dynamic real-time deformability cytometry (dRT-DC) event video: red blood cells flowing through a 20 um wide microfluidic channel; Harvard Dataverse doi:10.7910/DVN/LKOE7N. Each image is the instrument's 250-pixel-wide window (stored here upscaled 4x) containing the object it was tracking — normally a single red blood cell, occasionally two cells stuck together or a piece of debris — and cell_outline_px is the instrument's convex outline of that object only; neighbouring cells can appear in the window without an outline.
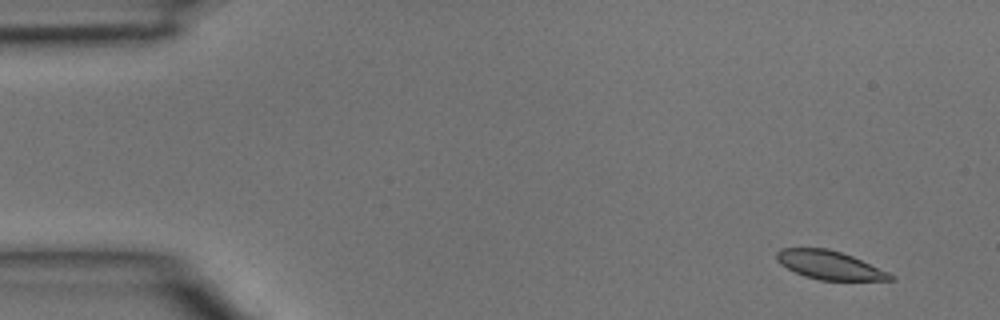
{"species": "common noctule bat (a hibernating species)", "species_latin": "Nyctalus noctula", "temperature_condition": "room temperature", "stored_images_in_passage": 5, "segment_of_instrument_passage": [2, 2], "camera_frame_rate_fps": 3000, "um_per_image_px": 0.085, "animal": {"sex": "male", "body_mass_g": 15.6}, "frame": {"image": 1, "passage_image": 5, "time_ms": 1.333, "image_size_px": [1000, 320], "cell_outline_px": [[896, 280], [820, 280], [804, 276], [780, 264], [776, 260], [776, 252], [780, 248], [828, 248], [852, 256], [888, 272], [896, 276]], "centroid_in_image_um": [70.5, 22.53], "position_along_channel_um": 14.5, "area_um2": 18.84}}